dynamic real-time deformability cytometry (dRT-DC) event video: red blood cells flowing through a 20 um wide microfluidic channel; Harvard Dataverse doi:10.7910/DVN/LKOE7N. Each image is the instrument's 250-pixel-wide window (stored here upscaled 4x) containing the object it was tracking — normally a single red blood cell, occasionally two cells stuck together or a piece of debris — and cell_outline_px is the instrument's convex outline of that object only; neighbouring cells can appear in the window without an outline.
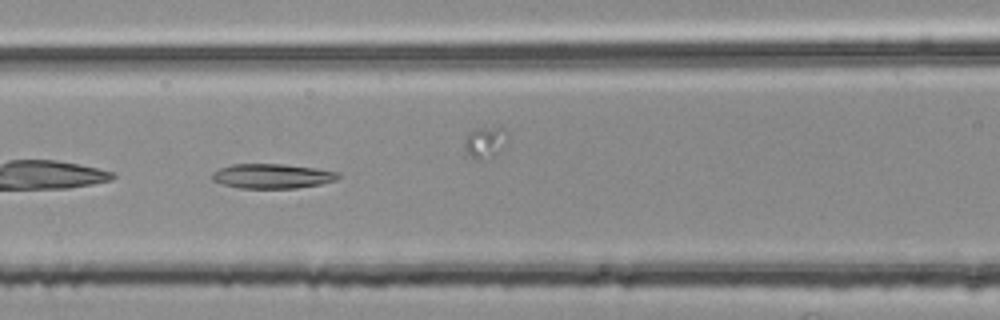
{"species": "common noctule bat (a hibernating species)", "species_latin": "Nyctalus noctula", "temperature_condition": "room temperature", "stored_images_in_passage": 36, "camera_frame_rate_fps": 3000, "um_per_image_px": 0.085, "animal": {"sex": "female", "body_mass_g": 25.1}, "frame": {"image": 1, "passage_image": 7, "time_ms": 2.0, "image_size_px": [1000, 320], "cell_outline_px": [[340, 176], [336, 180], [320, 184], [296, 188], [240, 188], [220, 184], [212, 180], [212, 176], [220, 168], [232, 164], [284, 164], [316, 168], [336, 172]], "centroid_in_image_um": [23.13, 14.97], "position_along_channel_um": 143.5, "area_um2": 17.98}}
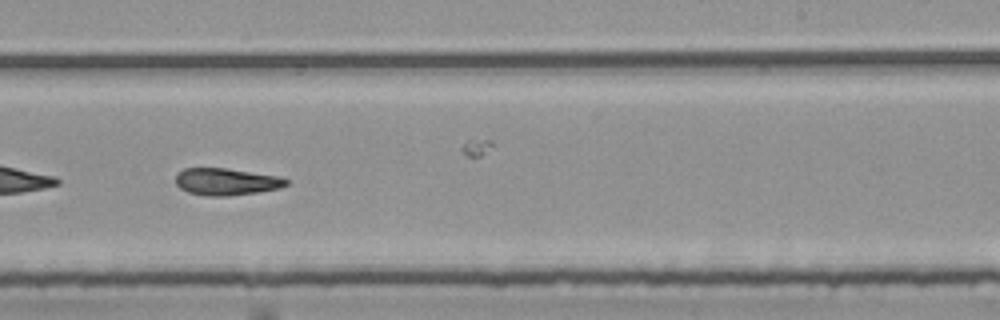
{"frame": {"image": 2, "passage_image": 17, "time_ms": 5.333, "image_size_px": [1000, 320], "cell_outline_px": [[288, 184], [280, 188], [256, 192], [228, 196], [204, 196], [188, 192], [180, 188], [176, 184], [176, 172], [184, 168], [228, 168], [280, 176], [288, 180]], "centroid_in_image_um": [19.22, 15.43], "position_along_channel_um": 269.8, "area_um2": 17.57}}
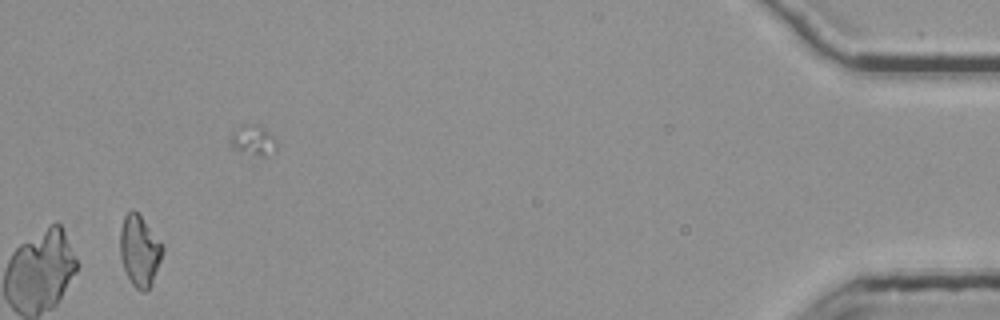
{"frame": {"image": 3, "passage_image": 36, "time_ms": 11.667, "image_size_px": [1000, 320], "cell_outline_px": [[164, 248], [152, 284], [144, 292], [136, 288], [132, 284], [124, 268], [120, 256], [120, 228], [124, 216], [132, 208], [140, 216], [164, 244]], "centroid_in_image_um": [11.86, 21.3], "position_along_channel_um": 423.3, "area_um2": 17.46}, "authors_computed_cell_mechanics": {"area_um2": 17.629, "velocity_mm_per_s": 3.81, "shape_relaxation_time_tau1_ms": null, "shape_relaxation_time_tau2_ms": 4.947, "deformation_change_tau1": null, "deformation_change_tau2": 0.1428}}